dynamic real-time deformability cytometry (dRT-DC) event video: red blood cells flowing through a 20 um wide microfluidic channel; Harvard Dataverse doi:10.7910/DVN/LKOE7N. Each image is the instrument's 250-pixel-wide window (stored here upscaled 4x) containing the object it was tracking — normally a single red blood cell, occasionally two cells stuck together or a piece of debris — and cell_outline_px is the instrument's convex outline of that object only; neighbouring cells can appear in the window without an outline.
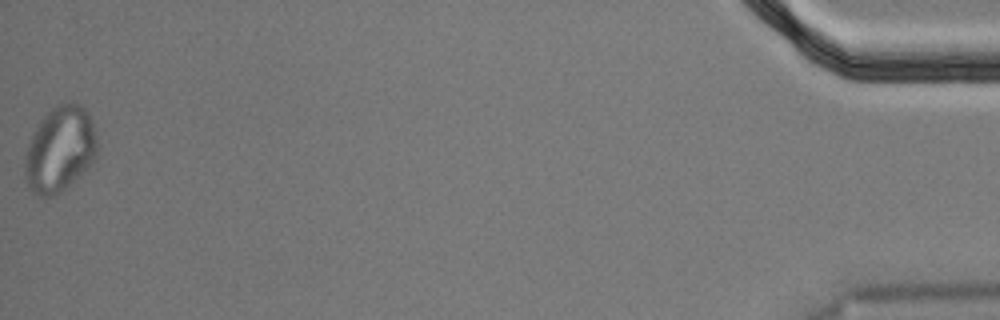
{"species": "Egyptian fruit bat (a non-hibernating species)", "species_latin": "Rousettus aegyptiacus", "temperature_condition": "cold", "stored_images_in_passage": 45, "segment_of_instrument_passage": [2, 2], "camera_frame_rate_fps": 3000, "um_per_image_px": 0.085, "animal": {"sex": "male"}, "frame": {"image": 1, "passage_image": 45, "time_ms": 14.667, "image_size_px": [1000, 320], "cell_outline_px": [[96, 160], [80, 176], [56, 196], [40, 196], [32, 192], [28, 188], [24, 176], [24, 164], [28, 144], [40, 120], [56, 104], [68, 100], [80, 104], [84, 108], [92, 124], [96, 136]], "centroid_in_image_um": [5.08, 12.71], "position_along_channel_um": 430.1, "area_um2": 36.24}}